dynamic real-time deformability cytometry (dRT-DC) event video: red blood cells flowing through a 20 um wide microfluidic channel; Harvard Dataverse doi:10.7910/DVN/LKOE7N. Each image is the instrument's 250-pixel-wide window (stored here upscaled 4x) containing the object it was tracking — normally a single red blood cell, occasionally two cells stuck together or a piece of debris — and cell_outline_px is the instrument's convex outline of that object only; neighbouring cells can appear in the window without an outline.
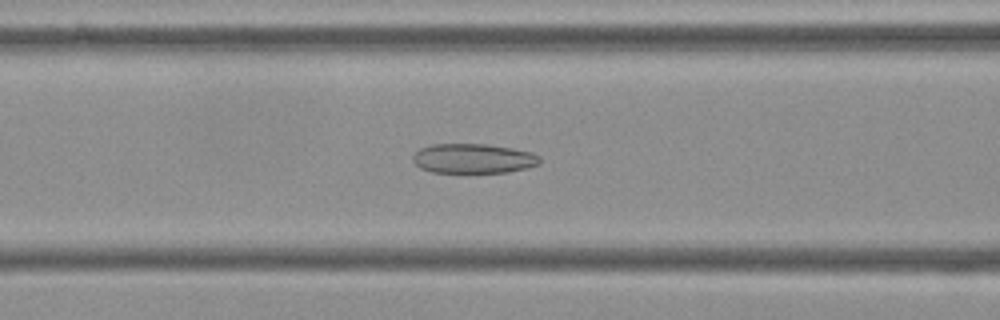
{"species": "Egyptian fruit bat (a non-hibernating species)", "species_latin": "Rousettus aegyptiacus", "temperature_condition": "cold", "stored_images_in_passage": 55, "camera_frame_rate_fps": 3000, "um_per_image_px": 0.085, "frame": {"image": 1, "passage_image": 22, "time_ms": 7.0, "image_size_px": [1000, 320], "cell_outline_px": [[540, 164], [528, 168], [508, 172], [432, 172], [420, 168], [412, 160], [412, 156], [420, 148], [432, 144], [488, 144], [512, 148], [532, 152], [540, 156]], "centroid_in_image_um": [40.25, 13.47], "position_along_channel_um": 126.4, "area_um2": 22.02}}
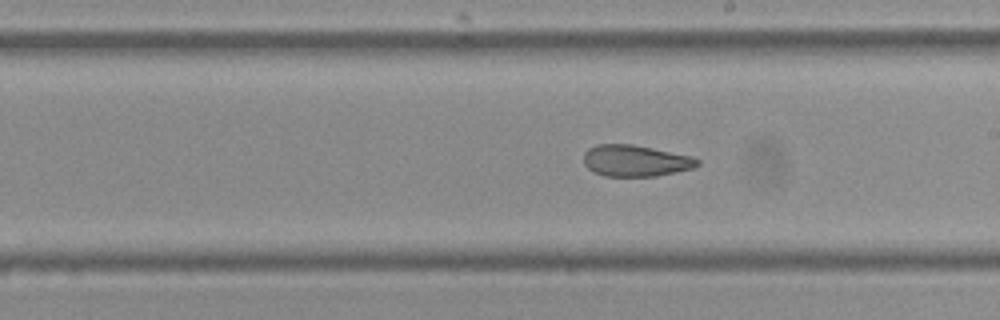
{"frame": {"image": 2, "passage_image": 31, "time_ms": 10.0, "image_size_px": [1000, 320], "cell_outline_px": [[700, 164], [692, 168], [676, 172], [656, 176], [604, 176], [588, 168], [584, 164], [584, 152], [588, 148], [596, 144], [632, 144], [692, 156], [700, 160]], "centroid_in_image_um": [54.01, 13.66], "position_along_channel_um": 235.0, "area_um2": 20.81}}
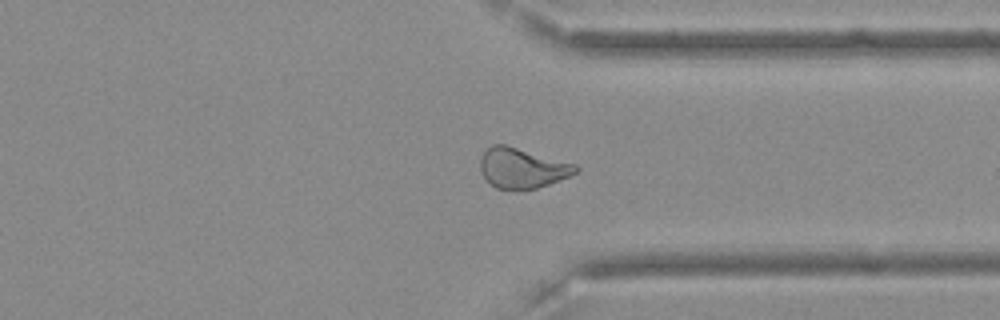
{"frame": {"image": 3, "passage_image": 42, "time_ms": 13.667, "image_size_px": [1000, 320], "cell_outline_px": [[580, 168], [576, 172], [568, 176], [548, 184], [536, 188], [520, 192], [496, 188], [480, 172], [480, 160], [484, 152], [492, 144], [504, 144], [576, 164]], "centroid_in_image_um": [44.37, 14.31], "position_along_channel_um": 367.0, "area_um2": 22.37}, "authors_computed_cell_mechanics": {"area_um2": 23.2356, "velocity_mm_per_s": 3.6176, "shape_relaxation_time_tau1_ms": null, "shape_relaxation_time_tau2_ms": 3.0101, "deformation_change_tau1": null, "deformation_change_tau2": 0.1022}}